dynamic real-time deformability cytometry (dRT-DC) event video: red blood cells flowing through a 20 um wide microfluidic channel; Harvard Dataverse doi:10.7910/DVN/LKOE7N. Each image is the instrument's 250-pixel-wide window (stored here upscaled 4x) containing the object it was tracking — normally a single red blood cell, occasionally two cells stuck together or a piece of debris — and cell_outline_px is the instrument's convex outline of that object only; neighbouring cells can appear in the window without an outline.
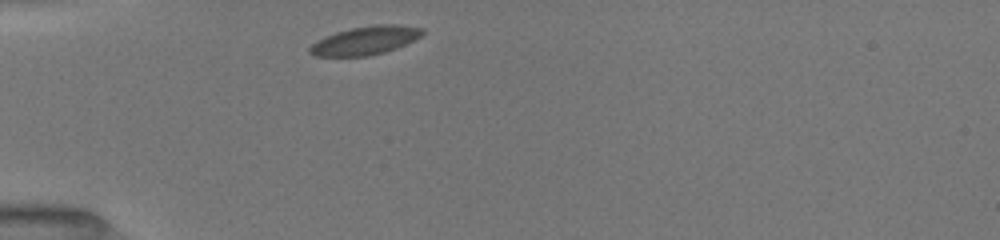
{"species": "common noctule bat (a hibernating species)", "species_latin": "Nyctalus noctula", "temperature_condition": "room temperature", "stored_images_in_passage": 37, "camera_frame_rate_fps": 3000, "um_per_image_px": 0.085, "animal": {"sex": "female", "body_mass_g": 19.5, "forearm_length_mm": 54.1}, "frame": {"image": 1, "passage_image": 1, "time_ms": 0.0, "image_size_px": [1000, 240], "cell_outline_px": [[424, 32], [420, 36], [396, 48], [384, 52], [368, 56], [316, 56], [308, 52], [308, 48], [312, 44], [336, 32], [352, 28], [376, 24], [396, 24], [424, 28]], "centroid_in_image_um": [31.06, 3.44], "position_along_channel_um": 53.9, "area_um2": 18.38}}
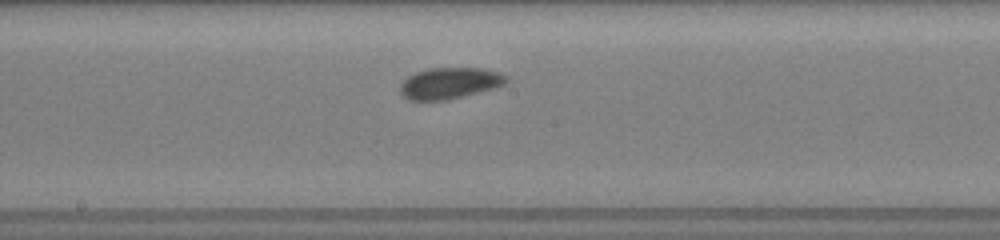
{"frame": {"image": 2, "passage_image": 14, "time_ms": 4.333, "image_size_px": [1000, 240], "cell_outline_px": [[508, 80], [504, 84], [496, 88], [448, 100], [408, 100], [400, 92], [400, 84], [408, 76], [416, 72], [432, 68], [480, 68], [500, 72], [508, 76]], "centroid_in_image_um": [38.25, 7.07], "position_along_channel_um": 210.0, "area_um2": 19.42}}
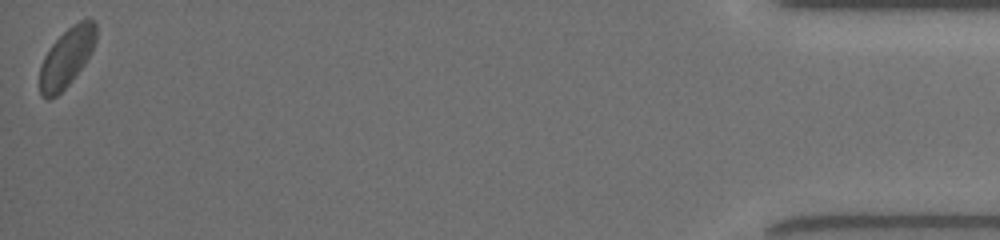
{"frame": {"image": 3, "passage_image": 37, "time_ms": 12.0, "image_size_px": [1000, 240], "cell_outline_px": [[96, 40], [92, 52], [84, 64], [68, 84], [56, 96], [48, 100], [44, 100], [40, 96], [40, 64], [44, 56], [52, 44], [68, 28], [80, 20], [92, 20], [96, 24]], "centroid_in_image_um": [5.65, 4.91], "position_along_channel_um": 429.6, "area_um2": 19.19}, "authors_computed_cell_mechanics": {"area_um2": 19.1318, "velocity_mm_per_s": 3.9609, "shape_relaxation_time_tau1_ms": 1.5341, "shape_relaxation_time_tau2_ms": null, "deformation_change_tau1": 0.0453, "deformation_change_tau2": null}}